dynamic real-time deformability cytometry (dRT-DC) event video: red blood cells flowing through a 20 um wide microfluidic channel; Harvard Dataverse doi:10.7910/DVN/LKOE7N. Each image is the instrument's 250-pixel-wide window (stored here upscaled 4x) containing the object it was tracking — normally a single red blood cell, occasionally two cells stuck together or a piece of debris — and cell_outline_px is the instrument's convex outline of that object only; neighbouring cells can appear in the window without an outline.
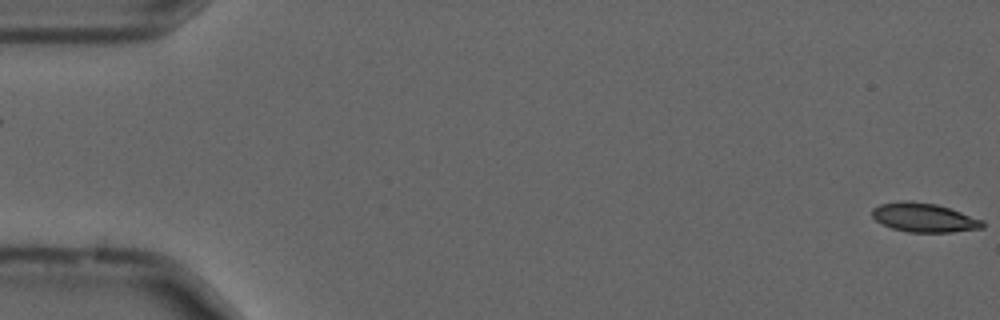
{"species": "common noctule bat (a hibernating species)", "species_latin": "Nyctalus noctula", "temperature_condition": "cold", "stored_images_in_passage": 56, "camera_frame_rate_fps": 3000, "um_per_image_px": 0.085, "animal": {"sex": "male", "forearm_length_mm": 52.5}, "frame": {"image": 1, "passage_image": 1, "time_ms": 0.0, "image_size_px": [1000, 320], "cell_outline_px": [[984, 228], [952, 232], [908, 232], [892, 228], [876, 220], [872, 216], [872, 208], [880, 204], [904, 200], [908, 200], [936, 204], [984, 220]], "centroid_in_image_um": [78.55, 18.49], "position_along_channel_um": 6.5, "area_um2": 18.61}}
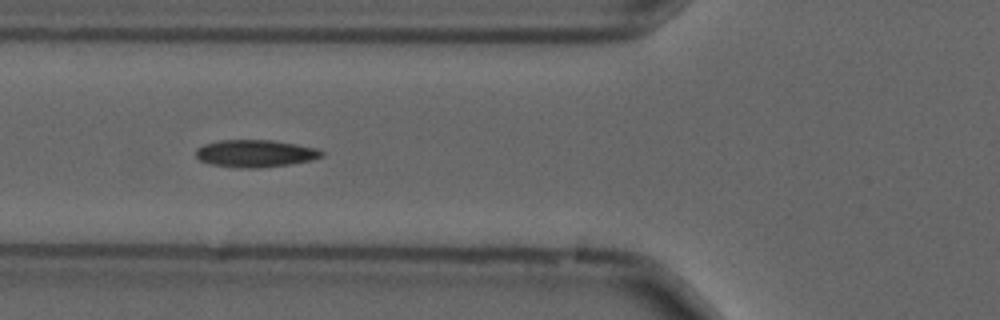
{"frame": {"image": 2, "passage_image": 21, "time_ms": 6.667, "image_size_px": [1000, 320], "cell_outline_px": [[324, 156], [312, 160], [288, 164], [260, 168], [240, 168], [212, 164], [200, 160], [196, 156], [196, 148], [204, 144], [220, 140], [272, 140], [296, 144], [316, 148], [324, 152]], "centroid_in_image_um": [21.71, 13.04], "position_along_channel_um": 104.1, "area_um2": 20.0}}
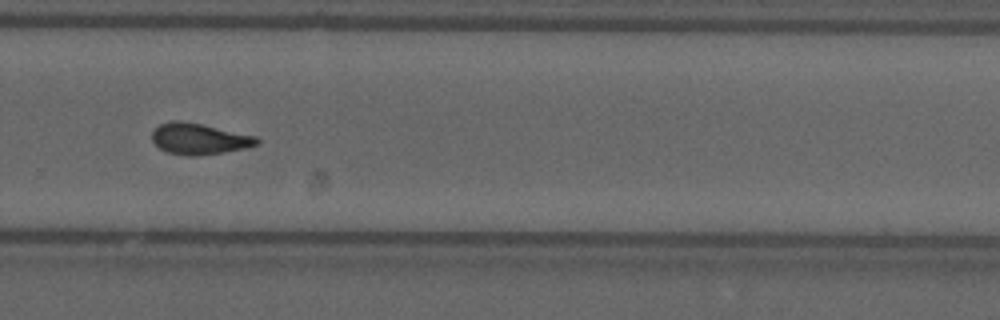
{"frame": {"image": 3, "passage_image": 38, "time_ms": 12.333, "image_size_px": [1000, 320], "cell_outline_px": [[260, 144], [244, 148], [224, 152], [196, 156], [188, 156], [168, 152], [160, 148], [152, 140], [152, 128], [160, 124], [172, 120], [176, 120], [200, 124], [256, 136], [260, 140]], "centroid_in_image_um": [16.91, 11.8], "position_along_channel_um": 312.9, "area_um2": 18.9}, "authors_computed_cell_mechanics": {"area_um2": 18.6405, "velocity_mm_per_s": 3.6936, "shape_relaxation_time_tau1_ms": 9.1109, "shape_relaxation_time_tau2_ms": 5.0958, "deformation_change_tau1": 0.2037, "deformation_change_tau2": 0.1285}}